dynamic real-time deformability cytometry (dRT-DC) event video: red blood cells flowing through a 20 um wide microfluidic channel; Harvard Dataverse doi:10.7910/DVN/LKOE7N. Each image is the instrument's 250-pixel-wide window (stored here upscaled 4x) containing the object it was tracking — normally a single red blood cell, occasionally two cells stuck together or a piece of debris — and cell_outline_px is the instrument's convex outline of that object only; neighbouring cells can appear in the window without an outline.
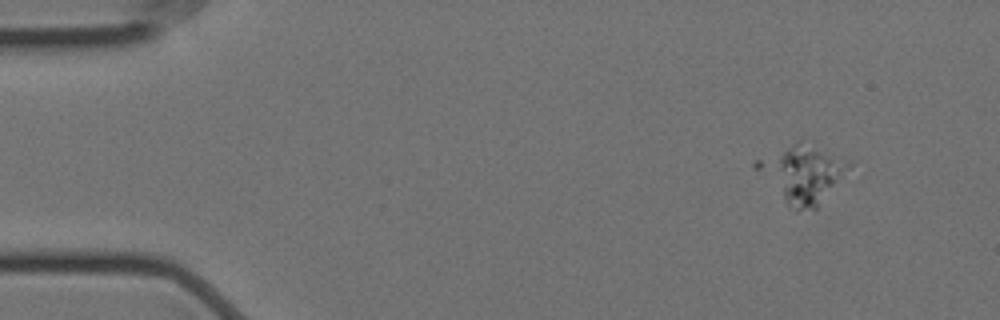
{"species": "Egyptian fruit bat (a non-hibernating species)", "species_latin": "Rousettus aegyptiacus", "temperature_condition": "cold", "stored_images_in_passage": 2, "camera_frame_rate_fps": 3000, "um_per_image_px": 0.085, "animal": {"sex": "female"}, "frame": {"image": 1, "passage_image": 2, "time_ms": 0.333, "image_size_px": [1000, 320], "cell_outline_px": [[852, 164], [816, 208], [796, 212], [788, 208], [752, 164], [756, 160], [800, 140]], "centroid_in_image_um": [68.12, 14.82], "position_along_channel_um": 16.9, "area_um2": 29.77}}